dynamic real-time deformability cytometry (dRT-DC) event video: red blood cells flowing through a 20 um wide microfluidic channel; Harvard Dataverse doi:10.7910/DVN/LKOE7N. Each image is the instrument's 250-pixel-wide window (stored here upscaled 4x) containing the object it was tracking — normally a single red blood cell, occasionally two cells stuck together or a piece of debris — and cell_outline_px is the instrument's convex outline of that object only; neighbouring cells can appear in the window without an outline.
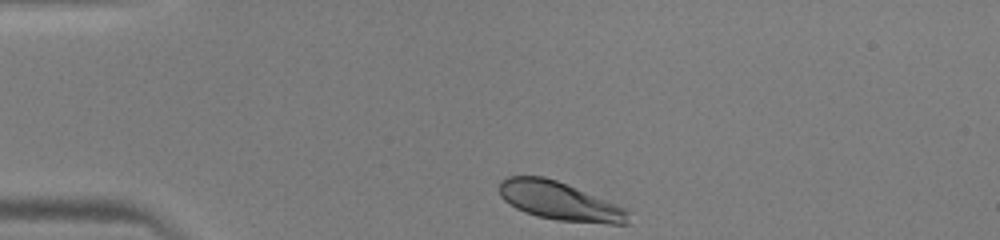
{"species": "human", "species_latin": "Homo sapiens", "temperature_condition": "warm", "stored_images_in_passage": 32, "camera_frame_rate_fps": 3000, "um_per_image_px": 0.085, "donor": {"sex": "male"}, "frame": {"image": 1, "passage_image": 1, "time_ms": 0.0, "image_size_px": [1000, 240], "cell_outline_px": [[628, 224], [608, 224], [556, 220], [536, 216], [524, 212], [516, 208], [504, 200], [500, 196], [496, 188], [500, 180], [508, 176], [544, 176], [556, 180], [616, 204], [624, 208], [628, 212]], "centroid_in_image_um": [47.49, 17.09], "position_along_channel_um": 37.5, "area_um2": 28.9}}
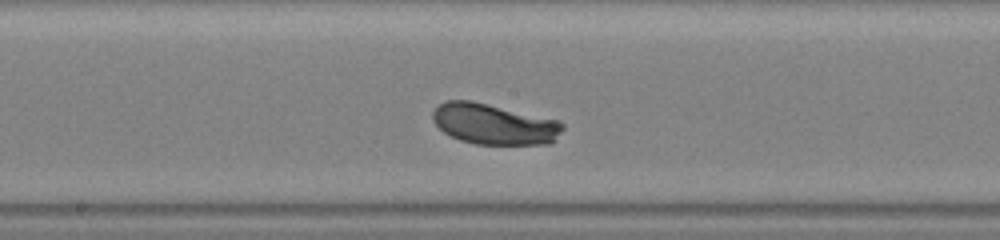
{"frame": {"image": 2, "passage_image": 16, "time_ms": 5.0, "image_size_px": [1000, 240], "cell_outline_px": [[564, 128], [552, 144], [476, 144], [460, 140], [444, 132], [432, 120], [432, 112], [444, 100], [472, 100], [556, 120], [564, 124]], "centroid_in_image_um": [41.98, 10.55], "position_along_channel_um": 206.2, "area_um2": 30.69}}
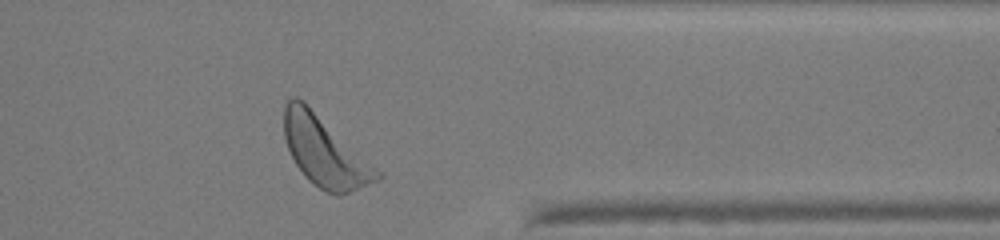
{"frame": {"image": 3, "passage_image": 29, "time_ms": 9.333, "image_size_px": [1000, 240], "cell_outline_px": [[384, 176], [380, 180], [340, 196], [336, 196], [320, 188], [308, 180], [304, 176], [296, 164], [284, 140], [284, 104], [292, 96], [296, 96], [304, 100], [380, 172]], "centroid_in_image_um": [27.58, 12.88], "position_along_channel_um": 383.8, "area_um2": 37.51}}